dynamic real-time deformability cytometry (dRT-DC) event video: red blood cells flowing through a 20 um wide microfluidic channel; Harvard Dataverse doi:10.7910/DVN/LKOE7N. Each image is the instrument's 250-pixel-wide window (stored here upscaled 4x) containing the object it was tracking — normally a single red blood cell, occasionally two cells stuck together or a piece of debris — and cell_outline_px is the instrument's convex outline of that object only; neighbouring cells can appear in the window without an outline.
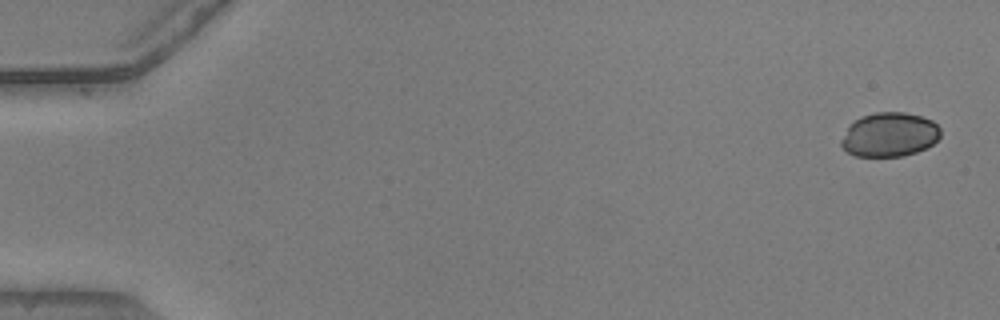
{"species": "common noctule bat (a hibernating species)", "species_latin": "Nyctalus noctula", "temperature_condition": "warm", "stored_images_in_passage": 45, "camera_frame_rate_fps": 3000, "um_per_image_px": 0.085, "animal": {"sex": "male", "body_mass_g": 20.5, "forearm_length_mm": 52.5}, "frame": {"image": 1, "passage_image": 1, "time_ms": 0.0, "image_size_px": [1000, 320], "cell_outline_px": [[940, 136], [932, 144], [916, 152], [904, 156], [856, 156], [848, 152], [840, 144], [840, 140], [848, 128], [860, 116], [876, 112], [904, 112], [920, 116], [932, 120], [940, 128]], "centroid_in_image_um": [75.61, 11.44], "position_along_channel_um": 9.4, "area_um2": 25.37}}
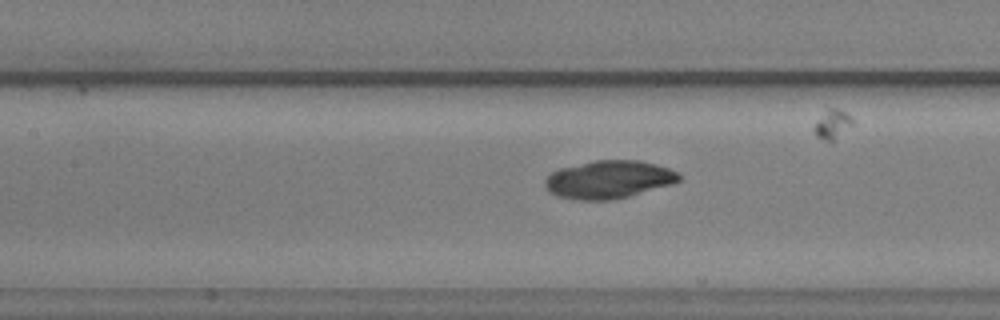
{"frame": {"image": 2, "passage_image": 24, "time_ms": 7.667, "image_size_px": [1000, 320], "cell_outline_px": [[680, 180], [672, 184], [628, 196], [608, 200], [576, 200], [556, 196], [548, 192], [544, 188], [544, 180], [552, 172], [560, 168], [596, 160], [640, 160], [656, 164], [668, 168], [676, 172], [680, 176]], "centroid_in_image_um": [51.7, 15.26], "position_along_channel_um": 155.7, "area_um2": 29.59}}
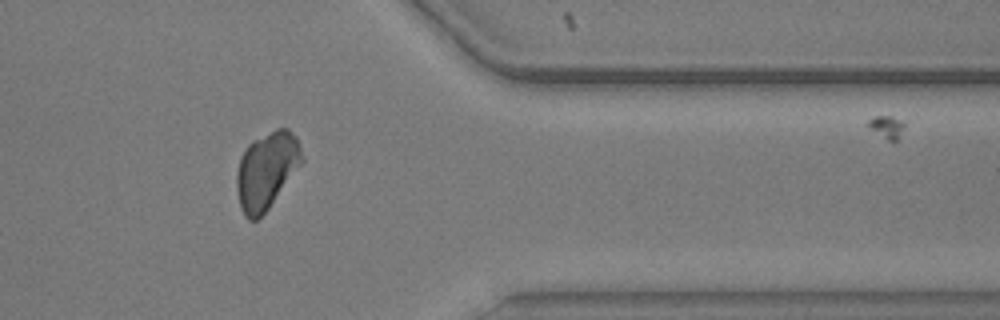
{"frame": {"image": 3, "passage_image": 43, "time_ms": 14.0, "image_size_px": [1000, 320], "cell_outline_px": [[304, 160], [268, 208], [256, 220], [248, 220], [244, 216], [240, 208], [236, 188], [236, 172], [240, 156], [248, 144], [252, 140], [276, 128], [288, 128], [296, 136]], "centroid_in_image_um": [22.63, 14.47], "position_along_channel_um": 388.8, "area_um2": 29.25}}